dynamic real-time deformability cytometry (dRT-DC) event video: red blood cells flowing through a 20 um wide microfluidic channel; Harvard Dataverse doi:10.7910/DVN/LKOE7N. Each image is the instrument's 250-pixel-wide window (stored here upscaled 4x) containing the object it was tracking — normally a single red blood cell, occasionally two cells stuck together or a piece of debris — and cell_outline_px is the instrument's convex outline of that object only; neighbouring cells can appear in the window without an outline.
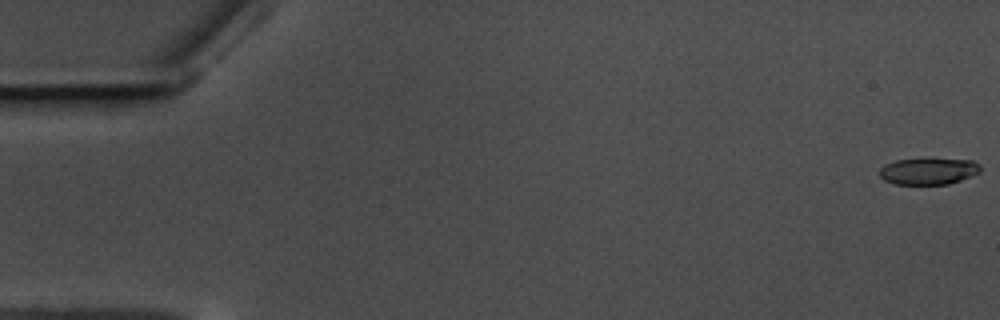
{"species": "common noctule bat (a hibernating species)", "species_latin": "Nyctalus noctula", "temperature_condition": "warm", "stored_images_in_passage": 59, "camera_frame_rate_fps": 3000, "um_per_image_px": 0.085, "animal": {"sex": "male", "body_mass_g": 17.5, "forearm_length_mm": 52.3}, "frame": {"image": 1, "passage_image": 1, "time_ms": 0.0, "image_size_px": [1000, 320], "cell_outline_px": [[980, 172], [972, 176], [948, 184], [896, 184], [884, 180], [880, 176], [880, 168], [884, 164], [896, 160], [924, 156], [972, 160], [980, 164]], "centroid_in_image_um": [78.93, 14.5], "position_along_channel_um": 6.1, "area_um2": 16.36}}
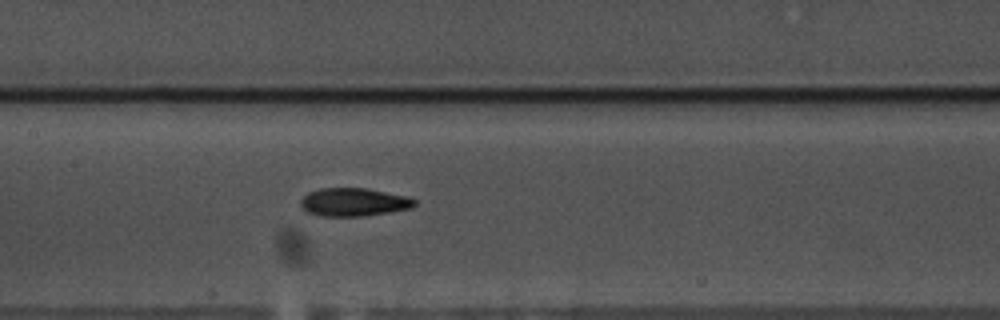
{"frame": {"image": 2, "passage_image": 29, "time_ms": 9.333, "image_size_px": [1000, 320], "cell_outline_px": [[416, 204], [408, 208], [388, 212], [364, 216], [320, 216], [308, 212], [300, 204], [300, 200], [308, 192], [320, 188], [368, 188], [408, 196], [416, 200]], "centroid_in_image_um": [30.06, 17.17], "position_along_channel_um": 177.3, "area_um2": 18.67}}
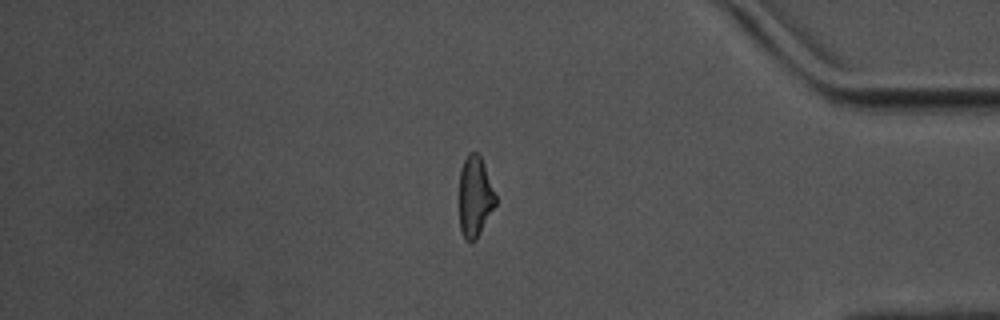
{"frame": {"image": 3, "passage_image": 50, "time_ms": 16.333, "image_size_px": [1000, 320], "cell_outline_px": [[496, 204], [476, 240], [472, 244], [464, 240], [460, 228], [460, 168], [468, 152], [476, 152], [480, 156], [484, 164], [496, 196]], "centroid_in_image_um": [40.36, 16.74], "position_along_channel_um": 394.8, "area_um2": 17.11}, "authors_computed_cell_mechanics": {"area_um2": 17.8602, "velocity_mm_per_s": 3.5253, "shape_relaxation_time_tau1_ms": 5.6442, "shape_relaxation_time_tau2_ms": 5.9698, "deformation_change_tau1": 0.1717, "deformation_change_tau2": 0.1523}}